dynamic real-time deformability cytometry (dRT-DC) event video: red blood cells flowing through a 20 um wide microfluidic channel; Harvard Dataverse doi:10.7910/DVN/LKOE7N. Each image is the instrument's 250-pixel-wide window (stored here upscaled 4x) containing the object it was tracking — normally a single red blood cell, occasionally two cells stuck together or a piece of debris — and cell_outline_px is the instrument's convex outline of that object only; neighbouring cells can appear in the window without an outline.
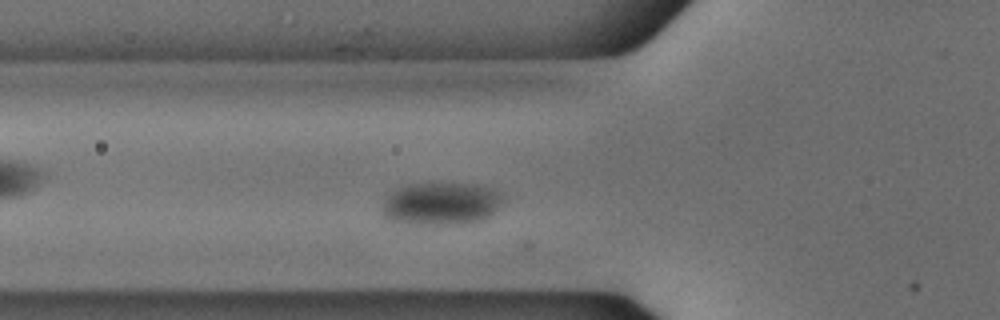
{"species": "common noctule bat (a hibernating species)", "species_latin": "Nyctalus noctula", "temperature_condition": "cold", "stored_images_in_passage": 44, "camera_frame_rate_fps": 3000, "um_per_image_px": 0.085, "animal": {"sex": "male", "body_mass_g": 18.8}, "frame": {"image": 1, "passage_image": 8, "time_ms": 2.333, "image_size_px": [1000, 320], "cell_outline_px": [[504, 204], [492, 216], [484, 220], [468, 224], [400, 224], [384, 220], [380, 212], [380, 204], [388, 192], [396, 188], [408, 184], [424, 180], [480, 184], [492, 188], [500, 192], [504, 196]], "centroid_in_image_um": [37.45, 17.28], "position_along_channel_um": 88.3, "area_um2": 32.48}}
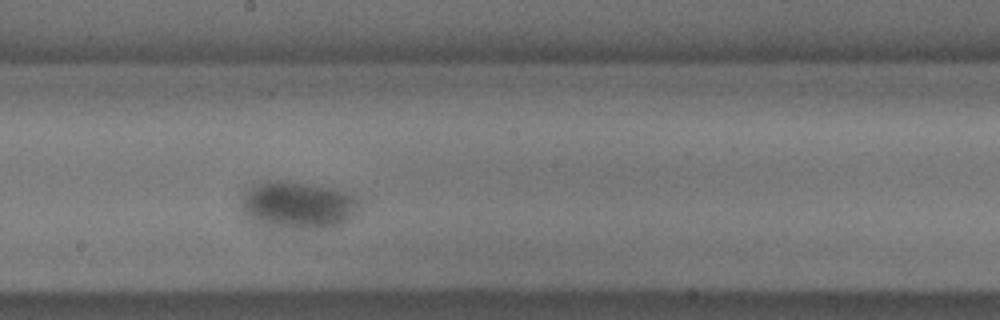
{"frame": {"image": 2, "passage_image": 19, "time_ms": 6.0, "image_size_px": [1000, 320], "cell_outline_px": [[364, 200], [360, 208], [352, 216], [340, 224], [324, 228], [288, 228], [256, 224], [244, 216], [240, 208], [240, 200], [244, 192], [248, 188], [256, 184], [272, 180], [288, 180], [336, 188], [356, 196]], "centroid_in_image_um": [25.31, 17.41], "position_along_channel_um": 222.9, "area_um2": 33.35}}
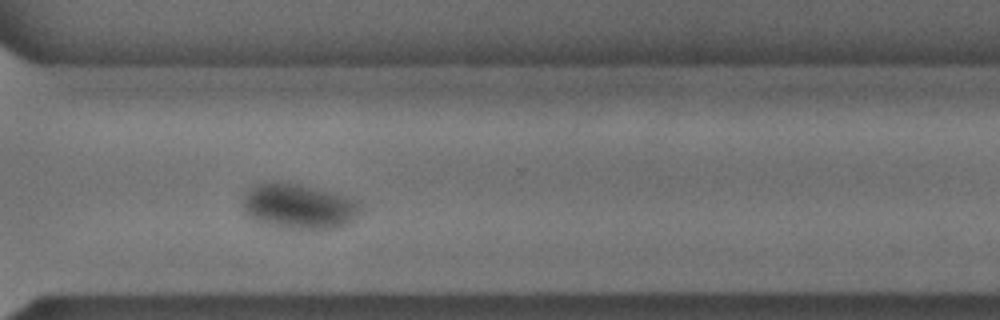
{"frame": {"image": 3, "passage_image": 29, "time_ms": 9.333, "image_size_px": [1000, 320], "cell_outline_px": [[364, 212], [348, 224], [340, 228], [280, 228], [256, 220], [248, 216], [244, 212], [244, 196], [248, 188], [256, 184], [276, 180], [284, 180], [332, 192], [356, 200], [364, 204]], "centroid_in_image_um": [25.45, 17.52], "position_along_channel_um": 345.2, "area_um2": 31.56}}